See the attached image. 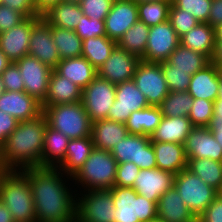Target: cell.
Masks as SVG:
<instances>
[{
    "label": "cell",
    "instance_id": "cell-12",
    "mask_svg": "<svg viewBox=\"0 0 222 222\" xmlns=\"http://www.w3.org/2000/svg\"><path fill=\"white\" fill-rule=\"evenodd\" d=\"M180 39L169 20L149 29L148 40L142 61L151 63L166 62L178 47Z\"/></svg>",
    "mask_w": 222,
    "mask_h": 222
},
{
    "label": "cell",
    "instance_id": "cell-6",
    "mask_svg": "<svg viewBox=\"0 0 222 222\" xmlns=\"http://www.w3.org/2000/svg\"><path fill=\"white\" fill-rule=\"evenodd\" d=\"M115 207L114 222H153L157 220V204L137 194L132 187L111 189Z\"/></svg>",
    "mask_w": 222,
    "mask_h": 222
},
{
    "label": "cell",
    "instance_id": "cell-58",
    "mask_svg": "<svg viewBox=\"0 0 222 222\" xmlns=\"http://www.w3.org/2000/svg\"><path fill=\"white\" fill-rule=\"evenodd\" d=\"M211 119L222 120V100H215Z\"/></svg>",
    "mask_w": 222,
    "mask_h": 222
},
{
    "label": "cell",
    "instance_id": "cell-15",
    "mask_svg": "<svg viewBox=\"0 0 222 222\" xmlns=\"http://www.w3.org/2000/svg\"><path fill=\"white\" fill-rule=\"evenodd\" d=\"M141 61L139 56L128 53L116 45L109 58L97 70L98 76L114 84L132 80Z\"/></svg>",
    "mask_w": 222,
    "mask_h": 222
},
{
    "label": "cell",
    "instance_id": "cell-42",
    "mask_svg": "<svg viewBox=\"0 0 222 222\" xmlns=\"http://www.w3.org/2000/svg\"><path fill=\"white\" fill-rule=\"evenodd\" d=\"M168 20L175 29L179 38L199 23L192 14L186 10L177 8L172 2L169 8Z\"/></svg>",
    "mask_w": 222,
    "mask_h": 222
},
{
    "label": "cell",
    "instance_id": "cell-18",
    "mask_svg": "<svg viewBox=\"0 0 222 222\" xmlns=\"http://www.w3.org/2000/svg\"><path fill=\"white\" fill-rule=\"evenodd\" d=\"M138 20V7L134 0H114L104 20L105 34L117 42Z\"/></svg>",
    "mask_w": 222,
    "mask_h": 222
},
{
    "label": "cell",
    "instance_id": "cell-43",
    "mask_svg": "<svg viewBox=\"0 0 222 222\" xmlns=\"http://www.w3.org/2000/svg\"><path fill=\"white\" fill-rule=\"evenodd\" d=\"M214 102L206 99H193L188 115L194 127H208L213 116Z\"/></svg>",
    "mask_w": 222,
    "mask_h": 222
},
{
    "label": "cell",
    "instance_id": "cell-56",
    "mask_svg": "<svg viewBox=\"0 0 222 222\" xmlns=\"http://www.w3.org/2000/svg\"><path fill=\"white\" fill-rule=\"evenodd\" d=\"M211 61L216 65H222V41H215V53Z\"/></svg>",
    "mask_w": 222,
    "mask_h": 222
},
{
    "label": "cell",
    "instance_id": "cell-23",
    "mask_svg": "<svg viewBox=\"0 0 222 222\" xmlns=\"http://www.w3.org/2000/svg\"><path fill=\"white\" fill-rule=\"evenodd\" d=\"M219 80L218 68L211 61L191 76L187 92L193 99H206L214 102L218 96Z\"/></svg>",
    "mask_w": 222,
    "mask_h": 222
},
{
    "label": "cell",
    "instance_id": "cell-35",
    "mask_svg": "<svg viewBox=\"0 0 222 222\" xmlns=\"http://www.w3.org/2000/svg\"><path fill=\"white\" fill-rule=\"evenodd\" d=\"M116 41L106 35L82 40V55L98 70L109 58Z\"/></svg>",
    "mask_w": 222,
    "mask_h": 222
},
{
    "label": "cell",
    "instance_id": "cell-40",
    "mask_svg": "<svg viewBox=\"0 0 222 222\" xmlns=\"http://www.w3.org/2000/svg\"><path fill=\"white\" fill-rule=\"evenodd\" d=\"M170 5V1L137 3L138 19L149 27L166 22L169 17Z\"/></svg>",
    "mask_w": 222,
    "mask_h": 222
},
{
    "label": "cell",
    "instance_id": "cell-54",
    "mask_svg": "<svg viewBox=\"0 0 222 222\" xmlns=\"http://www.w3.org/2000/svg\"><path fill=\"white\" fill-rule=\"evenodd\" d=\"M62 1L63 0H34L36 13L42 17L53 6H56L59 2Z\"/></svg>",
    "mask_w": 222,
    "mask_h": 222
},
{
    "label": "cell",
    "instance_id": "cell-47",
    "mask_svg": "<svg viewBox=\"0 0 222 222\" xmlns=\"http://www.w3.org/2000/svg\"><path fill=\"white\" fill-rule=\"evenodd\" d=\"M0 77L4 84L5 91H24V81L20 74V69L15 62H11Z\"/></svg>",
    "mask_w": 222,
    "mask_h": 222
},
{
    "label": "cell",
    "instance_id": "cell-59",
    "mask_svg": "<svg viewBox=\"0 0 222 222\" xmlns=\"http://www.w3.org/2000/svg\"><path fill=\"white\" fill-rule=\"evenodd\" d=\"M11 61L6 57V55L0 50V75L9 66Z\"/></svg>",
    "mask_w": 222,
    "mask_h": 222
},
{
    "label": "cell",
    "instance_id": "cell-39",
    "mask_svg": "<svg viewBox=\"0 0 222 222\" xmlns=\"http://www.w3.org/2000/svg\"><path fill=\"white\" fill-rule=\"evenodd\" d=\"M192 103L193 97L187 91H170L159 107L163 116L188 117Z\"/></svg>",
    "mask_w": 222,
    "mask_h": 222
},
{
    "label": "cell",
    "instance_id": "cell-27",
    "mask_svg": "<svg viewBox=\"0 0 222 222\" xmlns=\"http://www.w3.org/2000/svg\"><path fill=\"white\" fill-rule=\"evenodd\" d=\"M194 128L188 117L163 116L156 130L151 134V141L172 142L183 144L187 136Z\"/></svg>",
    "mask_w": 222,
    "mask_h": 222
},
{
    "label": "cell",
    "instance_id": "cell-61",
    "mask_svg": "<svg viewBox=\"0 0 222 222\" xmlns=\"http://www.w3.org/2000/svg\"><path fill=\"white\" fill-rule=\"evenodd\" d=\"M216 100H222V79L219 80L218 96Z\"/></svg>",
    "mask_w": 222,
    "mask_h": 222
},
{
    "label": "cell",
    "instance_id": "cell-60",
    "mask_svg": "<svg viewBox=\"0 0 222 222\" xmlns=\"http://www.w3.org/2000/svg\"><path fill=\"white\" fill-rule=\"evenodd\" d=\"M215 41H222V24L215 27Z\"/></svg>",
    "mask_w": 222,
    "mask_h": 222
},
{
    "label": "cell",
    "instance_id": "cell-24",
    "mask_svg": "<svg viewBox=\"0 0 222 222\" xmlns=\"http://www.w3.org/2000/svg\"><path fill=\"white\" fill-rule=\"evenodd\" d=\"M82 99V89L69 79L60 76L54 69L51 72L48 93L41 103L42 107L78 103Z\"/></svg>",
    "mask_w": 222,
    "mask_h": 222
},
{
    "label": "cell",
    "instance_id": "cell-28",
    "mask_svg": "<svg viewBox=\"0 0 222 222\" xmlns=\"http://www.w3.org/2000/svg\"><path fill=\"white\" fill-rule=\"evenodd\" d=\"M128 134L126 125L121 122L104 119L92 123L91 137L94 147L98 149L111 152Z\"/></svg>",
    "mask_w": 222,
    "mask_h": 222
},
{
    "label": "cell",
    "instance_id": "cell-49",
    "mask_svg": "<svg viewBox=\"0 0 222 222\" xmlns=\"http://www.w3.org/2000/svg\"><path fill=\"white\" fill-rule=\"evenodd\" d=\"M25 19L26 17L22 13L0 3V33L19 25Z\"/></svg>",
    "mask_w": 222,
    "mask_h": 222
},
{
    "label": "cell",
    "instance_id": "cell-50",
    "mask_svg": "<svg viewBox=\"0 0 222 222\" xmlns=\"http://www.w3.org/2000/svg\"><path fill=\"white\" fill-rule=\"evenodd\" d=\"M197 220L200 222H222V199L217 196Z\"/></svg>",
    "mask_w": 222,
    "mask_h": 222
},
{
    "label": "cell",
    "instance_id": "cell-19",
    "mask_svg": "<svg viewBox=\"0 0 222 222\" xmlns=\"http://www.w3.org/2000/svg\"><path fill=\"white\" fill-rule=\"evenodd\" d=\"M187 159H211L222 162V147L208 127H194L184 143Z\"/></svg>",
    "mask_w": 222,
    "mask_h": 222
},
{
    "label": "cell",
    "instance_id": "cell-62",
    "mask_svg": "<svg viewBox=\"0 0 222 222\" xmlns=\"http://www.w3.org/2000/svg\"><path fill=\"white\" fill-rule=\"evenodd\" d=\"M136 3H143V2H154V1H168V0H134Z\"/></svg>",
    "mask_w": 222,
    "mask_h": 222
},
{
    "label": "cell",
    "instance_id": "cell-51",
    "mask_svg": "<svg viewBox=\"0 0 222 222\" xmlns=\"http://www.w3.org/2000/svg\"><path fill=\"white\" fill-rule=\"evenodd\" d=\"M0 3L22 13L26 18L39 16L36 13L34 0H1Z\"/></svg>",
    "mask_w": 222,
    "mask_h": 222
},
{
    "label": "cell",
    "instance_id": "cell-48",
    "mask_svg": "<svg viewBox=\"0 0 222 222\" xmlns=\"http://www.w3.org/2000/svg\"><path fill=\"white\" fill-rule=\"evenodd\" d=\"M140 170L133 162L117 164L115 186L133 187Z\"/></svg>",
    "mask_w": 222,
    "mask_h": 222
},
{
    "label": "cell",
    "instance_id": "cell-46",
    "mask_svg": "<svg viewBox=\"0 0 222 222\" xmlns=\"http://www.w3.org/2000/svg\"><path fill=\"white\" fill-rule=\"evenodd\" d=\"M114 0H81V11L89 18L105 20L110 12Z\"/></svg>",
    "mask_w": 222,
    "mask_h": 222
},
{
    "label": "cell",
    "instance_id": "cell-38",
    "mask_svg": "<svg viewBox=\"0 0 222 222\" xmlns=\"http://www.w3.org/2000/svg\"><path fill=\"white\" fill-rule=\"evenodd\" d=\"M50 28L60 59L80 57L82 55V39L75 31L52 25H50Z\"/></svg>",
    "mask_w": 222,
    "mask_h": 222
},
{
    "label": "cell",
    "instance_id": "cell-65",
    "mask_svg": "<svg viewBox=\"0 0 222 222\" xmlns=\"http://www.w3.org/2000/svg\"><path fill=\"white\" fill-rule=\"evenodd\" d=\"M217 68H218V71H219L220 78L222 79V65L217 66Z\"/></svg>",
    "mask_w": 222,
    "mask_h": 222
},
{
    "label": "cell",
    "instance_id": "cell-64",
    "mask_svg": "<svg viewBox=\"0 0 222 222\" xmlns=\"http://www.w3.org/2000/svg\"><path fill=\"white\" fill-rule=\"evenodd\" d=\"M65 2H71V3H76L79 4L81 2V0H63Z\"/></svg>",
    "mask_w": 222,
    "mask_h": 222
},
{
    "label": "cell",
    "instance_id": "cell-26",
    "mask_svg": "<svg viewBox=\"0 0 222 222\" xmlns=\"http://www.w3.org/2000/svg\"><path fill=\"white\" fill-rule=\"evenodd\" d=\"M156 156L157 168L174 175L187 168V156L183 144L151 141Z\"/></svg>",
    "mask_w": 222,
    "mask_h": 222
},
{
    "label": "cell",
    "instance_id": "cell-20",
    "mask_svg": "<svg viewBox=\"0 0 222 222\" xmlns=\"http://www.w3.org/2000/svg\"><path fill=\"white\" fill-rule=\"evenodd\" d=\"M174 174L159 168L140 170L133 189L150 201L158 203L159 198L174 185Z\"/></svg>",
    "mask_w": 222,
    "mask_h": 222
},
{
    "label": "cell",
    "instance_id": "cell-34",
    "mask_svg": "<svg viewBox=\"0 0 222 222\" xmlns=\"http://www.w3.org/2000/svg\"><path fill=\"white\" fill-rule=\"evenodd\" d=\"M166 62L174 66V69H181L193 75L208 65L211 60L205 54L179 44Z\"/></svg>",
    "mask_w": 222,
    "mask_h": 222
},
{
    "label": "cell",
    "instance_id": "cell-16",
    "mask_svg": "<svg viewBox=\"0 0 222 222\" xmlns=\"http://www.w3.org/2000/svg\"><path fill=\"white\" fill-rule=\"evenodd\" d=\"M41 16L28 17L19 25L0 33V50L11 62L29 55V42L32 26Z\"/></svg>",
    "mask_w": 222,
    "mask_h": 222
},
{
    "label": "cell",
    "instance_id": "cell-45",
    "mask_svg": "<svg viewBox=\"0 0 222 222\" xmlns=\"http://www.w3.org/2000/svg\"><path fill=\"white\" fill-rule=\"evenodd\" d=\"M83 40L92 37H99L105 34V21L89 18L86 15L81 16V21L74 30Z\"/></svg>",
    "mask_w": 222,
    "mask_h": 222
},
{
    "label": "cell",
    "instance_id": "cell-17",
    "mask_svg": "<svg viewBox=\"0 0 222 222\" xmlns=\"http://www.w3.org/2000/svg\"><path fill=\"white\" fill-rule=\"evenodd\" d=\"M29 55L54 69L60 55L52 38L50 25L41 17L33 26L29 42Z\"/></svg>",
    "mask_w": 222,
    "mask_h": 222
},
{
    "label": "cell",
    "instance_id": "cell-63",
    "mask_svg": "<svg viewBox=\"0 0 222 222\" xmlns=\"http://www.w3.org/2000/svg\"><path fill=\"white\" fill-rule=\"evenodd\" d=\"M5 92V87H4V84L1 80V77H0V96Z\"/></svg>",
    "mask_w": 222,
    "mask_h": 222
},
{
    "label": "cell",
    "instance_id": "cell-14",
    "mask_svg": "<svg viewBox=\"0 0 222 222\" xmlns=\"http://www.w3.org/2000/svg\"><path fill=\"white\" fill-rule=\"evenodd\" d=\"M150 106L133 80L116 84L115 102L108 113V120L126 123L130 114Z\"/></svg>",
    "mask_w": 222,
    "mask_h": 222
},
{
    "label": "cell",
    "instance_id": "cell-5",
    "mask_svg": "<svg viewBox=\"0 0 222 222\" xmlns=\"http://www.w3.org/2000/svg\"><path fill=\"white\" fill-rule=\"evenodd\" d=\"M47 124L69 139L91 136L92 122L82 102L42 107Z\"/></svg>",
    "mask_w": 222,
    "mask_h": 222
},
{
    "label": "cell",
    "instance_id": "cell-44",
    "mask_svg": "<svg viewBox=\"0 0 222 222\" xmlns=\"http://www.w3.org/2000/svg\"><path fill=\"white\" fill-rule=\"evenodd\" d=\"M172 3L192 14L200 23H207L212 0H173Z\"/></svg>",
    "mask_w": 222,
    "mask_h": 222
},
{
    "label": "cell",
    "instance_id": "cell-1",
    "mask_svg": "<svg viewBox=\"0 0 222 222\" xmlns=\"http://www.w3.org/2000/svg\"><path fill=\"white\" fill-rule=\"evenodd\" d=\"M21 171L29 178L36 222H76L77 194L73 196L66 183L72 180L71 176L58 168L34 167Z\"/></svg>",
    "mask_w": 222,
    "mask_h": 222
},
{
    "label": "cell",
    "instance_id": "cell-4",
    "mask_svg": "<svg viewBox=\"0 0 222 222\" xmlns=\"http://www.w3.org/2000/svg\"><path fill=\"white\" fill-rule=\"evenodd\" d=\"M117 164L110 151L94 148L72 181L75 185L80 183L85 191L111 189L115 186Z\"/></svg>",
    "mask_w": 222,
    "mask_h": 222
},
{
    "label": "cell",
    "instance_id": "cell-53",
    "mask_svg": "<svg viewBox=\"0 0 222 222\" xmlns=\"http://www.w3.org/2000/svg\"><path fill=\"white\" fill-rule=\"evenodd\" d=\"M207 23L214 28L222 24V0H212Z\"/></svg>",
    "mask_w": 222,
    "mask_h": 222
},
{
    "label": "cell",
    "instance_id": "cell-10",
    "mask_svg": "<svg viewBox=\"0 0 222 222\" xmlns=\"http://www.w3.org/2000/svg\"><path fill=\"white\" fill-rule=\"evenodd\" d=\"M116 84L97 76L82 90L81 102L93 123L108 119L110 108L114 105Z\"/></svg>",
    "mask_w": 222,
    "mask_h": 222
},
{
    "label": "cell",
    "instance_id": "cell-55",
    "mask_svg": "<svg viewBox=\"0 0 222 222\" xmlns=\"http://www.w3.org/2000/svg\"><path fill=\"white\" fill-rule=\"evenodd\" d=\"M208 129L212 132L214 138L222 147V120L211 119Z\"/></svg>",
    "mask_w": 222,
    "mask_h": 222
},
{
    "label": "cell",
    "instance_id": "cell-32",
    "mask_svg": "<svg viewBox=\"0 0 222 222\" xmlns=\"http://www.w3.org/2000/svg\"><path fill=\"white\" fill-rule=\"evenodd\" d=\"M163 114L159 106H148L134 111L125 125L129 134L151 136L161 122Z\"/></svg>",
    "mask_w": 222,
    "mask_h": 222
},
{
    "label": "cell",
    "instance_id": "cell-31",
    "mask_svg": "<svg viewBox=\"0 0 222 222\" xmlns=\"http://www.w3.org/2000/svg\"><path fill=\"white\" fill-rule=\"evenodd\" d=\"M180 44L196 52L205 54L210 60L215 53V28L208 23H198L181 36Z\"/></svg>",
    "mask_w": 222,
    "mask_h": 222
},
{
    "label": "cell",
    "instance_id": "cell-2",
    "mask_svg": "<svg viewBox=\"0 0 222 222\" xmlns=\"http://www.w3.org/2000/svg\"><path fill=\"white\" fill-rule=\"evenodd\" d=\"M47 125L43 113L34 119L19 121L0 150L2 170L21 171L26 168H41Z\"/></svg>",
    "mask_w": 222,
    "mask_h": 222
},
{
    "label": "cell",
    "instance_id": "cell-8",
    "mask_svg": "<svg viewBox=\"0 0 222 222\" xmlns=\"http://www.w3.org/2000/svg\"><path fill=\"white\" fill-rule=\"evenodd\" d=\"M83 193L80 191L81 197L78 195L76 199V222H114L115 207L110 189L83 190Z\"/></svg>",
    "mask_w": 222,
    "mask_h": 222
},
{
    "label": "cell",
    "instance_id": "cell-66",
    "mask_svg": "<svg viewBox=\"0 0 222 222\" xmlns=\"http://www.w3.org/2000/svg\"><path fill=\"white\" fill-rule=\"evenodd\" d=\"M217 195L222 199V186H221V188L218 190Z\"/></svg>",
    "mask_w": 222,
    "mask_h": 222
},
{
    "label": "cell",
    "instance_id": "cell-22",
    "mask_svg": "<svg viewBox=\"0 0 222 222\" xmlns=\"http://www.w3.org/2000/svg\"><path fill=\"white\" fill-rule=\"evenodd\" d=\"M157 220L161 222H195L197 218L189 210L173 186L158 200Z\"/></svg>",
    "mask_w": 222,
    "mask_h": 222
},
{
    "label": "cell",
    "instance_id": "cell-21",
    "mask_svg": "<svg viewBox=\"0 0 222 222\" xmlns=\"http://www.w3.org/2000/svg\"><path fill=\"white\" fill-rule=\"evenodd\" d=\"M0 111L18 121L31 120L42 114L41 102L25 91H5L0 96Z\"/></svg>",
    "mask_w": 222,
    "mask_h": 222
},
{
    "label": "cell",
    "instance_id": "cell-30",
    "mask_svg": "<svg viewBox=\"0 0 222 222\" xmlns=\"http://www.w3.org/2000/svg\"><path fill=\"white\" fill-rule=\"evenodd\" d=\"M94 148L91 136L70 139L65 158L57 168L72 177L84 165Z\"/></svg>",
    "mask_w": 222,
    "mask_h": 222
},
{
    "label": "cell",
    "instance_id": "cell-33",
    "mask_svg": "<svg viewBox=\"0 0 222 222\" xmlns=\"http://www.w3.org/2000/svg\"><path fill=\"white\" fill-rule=\"evenodd\" d=\"M82 15L79 4L62 1L47 11L42 18L49 25L74 31Z\"/></svg>",
    "mask_w": 222,
    "mask_h": 222
},
{
    "label": "cell",
    "instance_id": "cell-11",
    "mask_svg": "<svg viewBox=\"0 0 222 222\" xmlns=\"http://www.w3.org/2000/svg\"><path fill=\"white\" fill-rule=\"evenodd\" d=\"M132 80L150 106H159L170 92L160 63L141 61Z\"/></svg>",
    "mask_w": 222,
    "mask_h": 222
},
{
    "label": "cell",
    "instance_id": "cell-52",
    "mask_svg": "<svg viewBox=\"0 0 222 222\" xmlns=\"http://www.w3.org/2000/svg\"><path fill=\"white\" fill-rule=\"evenodd\" d=\"M18 122L11 115L0 111V150L5 145L7 136L16 128Z\"/></svg>",
    "mask_w": 222,
    "mask_h": 222
},
{
    "label": "cell",
    "instance_id": "cell-13",
    "mask_svg": "<svg viewBox=\"0 0 222 222\" xmlns=\"http://www.w3.org/2000/svg\"><path fill=\"white\" fill-rule=\"evenodd\" d=\"M24 81V91L43 102L48 93V85L53 69L31 55H25L15 62Z\"/></svg>",
    "mask_w": 222,
    "mask_h": 222
},
{
    "label": "cell",
    "instance_id": "cell-57",
    "mask_svg": "<svg viewBox=\"0 0 222 222\" xmlns=\"http://www.w3.org/2000/svg\"><path fill=\"white\" fill-rule=\"evenodd\" d=\"M0 222H15L13 220L12 214L1 200H0Z\"/></svg>",
    "mask_w": 222,
    "mask_h": 222
},
{
    "label": "cell",
    "instance_id": "cell-36",
    "mask_svg": "<svg viewBox=\"0 0 222 222\" xmlns=\"http://www.w3.org/2000/svg\"><path fill=\"white\" fill-rule=\"evenodd\" d=\"M149 29V26L138 20L119 38L116 44L128 53L142 58L146 50Z\"/></svg>",
    "mask_w": 222,
    "mask_h": 222
},
{
    "label": "cell",
    "instance_id": "cell-7",
    "mask_svg": "<svg viewBox=\"0 0 222 222\" xmlns=\"http://www.w3.org/2000/svg\"><path fill=\"white\" fill-rule=\"evenodd\" d=\"M173 186L196 218H198L218 196L217 190L207 185L187 168L174 176Z\"/></svg>",
    "mask_w": 222,
    "mask_h": 222
},
{
    "label": "cell",
    "instance_id": "cell-3",
    "mask_svg": "<svg viewBox=\"0 0 222 222\" xmlns=\"http://www.w3.org/2000/svg\"><path fill=\"white\" fill-rule=\"evenodd\" d=\"M0 200L15 222H36L31 185L22 171L3 170L0 173Z\"/></svg>",
    "mask_w": 222,
    "mask_h": 222
},
{
    "label": "cell",
    "instance_id": "cell-25",
    "mask_svg": "<svg viewBox=\"0 0 222 222\" xmlns=\"http://www.w3.org/2000/svg\"><path fill=\"white\" fill-rule=\"evenodd\" d=\"M54 70L82 90L98 76L97 70L83 56L61 59Z\"/></svg>",
    "mask_w": 222,
    "mask_h": 222
},
{
    "label": "cell",
    "instance_id": "cell-37",
    "mask_svg": "<svg viewBox=\"0 0 222 222\" xmlns=\"http://www.w3.org/2000/svg\"><path fill=\"white\" fill-rule=\"evenodd\" d=\"M187 169L207 185L219 190L222 186V162L211 159H187Z\"/></svg>",
    "mask_w": 222,
    "mask_h": 222
},
{
    "label": "cell",
    "instance_id": "cell-29",
    "mask_svg": "<svg viewBox=\"0 0 222 222\" xmlns=\"http://www.w3.org/2000/svg\"><path fill=\"white\" fill-rule=\"evenodd\" d=\"M69 138L47 125L41 160V168H57L64 160Z\"/></svg>",
    "mask_w": 222,
    "mask_h": 222
},
{
    "label": "cell",
    "instance_id": "cell-9",
    "mask_svg": "<svg viewBox=\"0 0 222 222\" xmlns=\"http://www.w3.org/2000/svg\"><path fill=\"white\" fill-rule=\"evenodd\" d=\"M118 164L133 162L142 170L157 168L150 136L128 134L111 150Z\"/></svg>",
    "mask_w": 222,
    "mask_h": 222
},
{
    "label": "cell",
    "instance_id": "cell-41",
    "mask_svg": "<svg viewBox=\"0 0 222 222\" xmlns=\"http://www.w3.org/2000/svg\"><path fill=\"white\" fill-rule=\"evenodd\" d=\"M160 65L170 91L188 90L192 75L181 69H174V66L167 62H161Z\"/></svg>",
    "mask_w": 222,
    "mask_h": 222
}]
</instances>
